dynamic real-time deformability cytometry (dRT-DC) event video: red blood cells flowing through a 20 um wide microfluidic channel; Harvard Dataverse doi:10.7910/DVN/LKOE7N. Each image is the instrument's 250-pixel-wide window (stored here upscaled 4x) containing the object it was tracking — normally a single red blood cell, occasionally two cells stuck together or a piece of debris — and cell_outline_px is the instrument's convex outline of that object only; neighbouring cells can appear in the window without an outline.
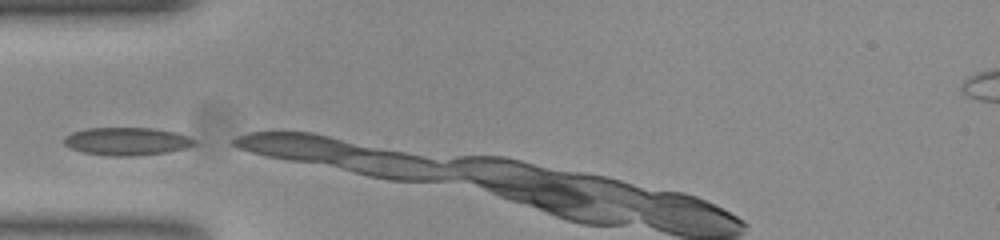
{"species": "common noctule bat (a hibernating species)", "species_latin": "Nyctalus noctula", "temperature_condition": "room temperature", "stored_images_in_passage": 3, "camera_frame_rate_fps": 3000, "um_per_image_px": 0.085, "animal": {"sex": "female", "body_mass_g": 23.0, "forearm_length_mm": 53.4}, "frame": {"image": 1, "passage_image": 1, "time_ms": 0.0, "image_size_px": [1000, 240], "cell_outline_px": [[196, 144], [184, 148], [168, 152], [132, 156], [108, 156], [84, 152], [72, 148], [64, 144], [64, 136], [72, 132], [88, 128], [152, 128], [176, 132], [188, 136], [196, 140]], "centroid_in_image_um": [10.79, 12.01], "position_along_channel_um": 74.2, "area_um2": 21.15}}